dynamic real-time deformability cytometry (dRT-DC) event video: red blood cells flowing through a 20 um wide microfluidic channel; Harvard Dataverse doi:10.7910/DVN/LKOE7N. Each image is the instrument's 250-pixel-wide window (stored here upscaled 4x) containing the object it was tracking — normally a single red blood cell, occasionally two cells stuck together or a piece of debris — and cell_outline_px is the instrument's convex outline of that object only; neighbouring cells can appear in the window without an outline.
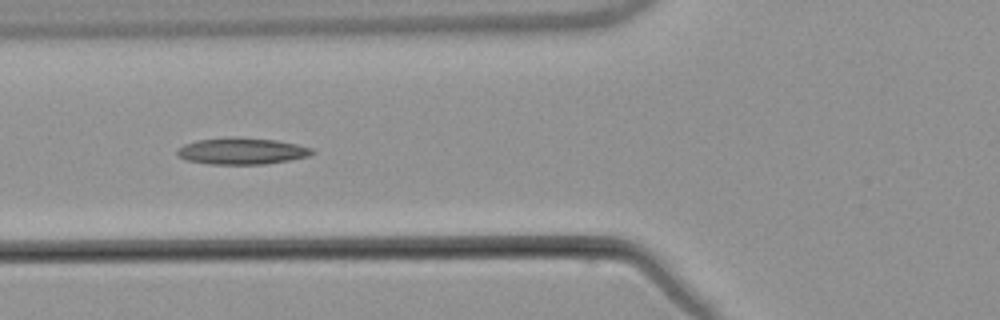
{"species": "common noctule bat (a hibernating species)", "species_latin": "Nyctalus noctula", "temperature_condition": "warm", "stored_images_in_passage": 9, "camera_frame_rate_fps": 3000, "um_per_image_px": 0.085, "animal": {"sex": "male", "body_mass_g": 21.5, "forearm_length_mm": 52.0}, "frame": {"image": 1, "passage_image": 7, "time_ms": 7.0, "image_size_px": [1000, 320], "cell_outline_px": [[316, 152], [308, 156], [288, 160], [264, 164], [208, 164], [188, 160], [180, 156], [176, 152], [184, 144], [200, 140], [228, 136], [236, 136], [276, 140], [296, 144], [312, 148]], "centroid_in_image_um": [20.58, 12.83], "position_along_channel_um": 105.2, "area_um2": 20.81}}
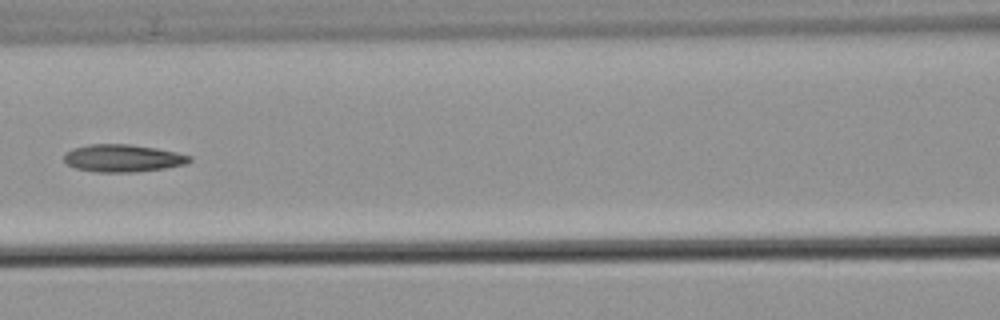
{"frame": {"image": 2, "passage_image": 8, "time_ms": 8.333, "image_size_px": [1000, 320], "cell_outline_px": [[192, 160], [188, 164], [164, 168], [136, 172], [96, 172], [76, 168], [68, 164], [64, 160], [64, 156], [72, 148], [88, 144], [128, 144], [156, 148], [176, 152], [192, 156]], "centroid_in_image_um": [10.47, 13.44], "position_along_channel_um": 156.1, "area_um2": 20.11}}